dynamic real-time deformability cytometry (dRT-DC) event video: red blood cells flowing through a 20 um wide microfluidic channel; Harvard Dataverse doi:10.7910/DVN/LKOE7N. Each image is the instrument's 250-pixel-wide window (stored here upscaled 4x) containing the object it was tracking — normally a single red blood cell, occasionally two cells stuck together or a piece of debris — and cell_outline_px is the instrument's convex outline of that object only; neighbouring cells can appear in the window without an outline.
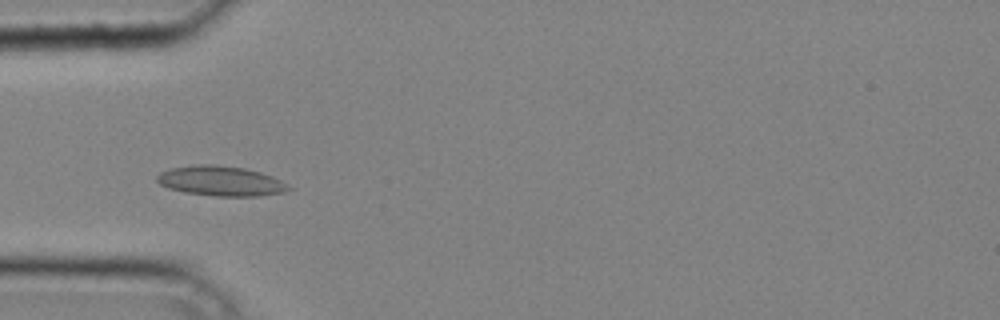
{"species": "common noctule bat (a hibernating species)", "species_latin": "Nyctalus noctula", "temperature_condition": "cold", "stored_images_in_passage": 30, "camera_frame_rate_fps": 3000, "um_per_image_px": 0.085, "animal": {"sex": "male", "body_mass_g": 20.4}, "frame": {"image": 1, "passage_image": 2, "time_ms": 0.333, "image_size_px": [1000, 320], "cell_outline_px": [[292, 188], [284, 192], [260, 196], [216, 196], [184, 192], [168, 188], [160, 184], [156, 180], [156, 176], [160, 172], [168, 168], [196, 164], [216, 164], [244, 168], [260, 172], [272, 176], [280, 180]], "centroid_in_image_um": [18.73, 15.37], "position_along_channel_um": 66.3, "area_um2": 23.06}}
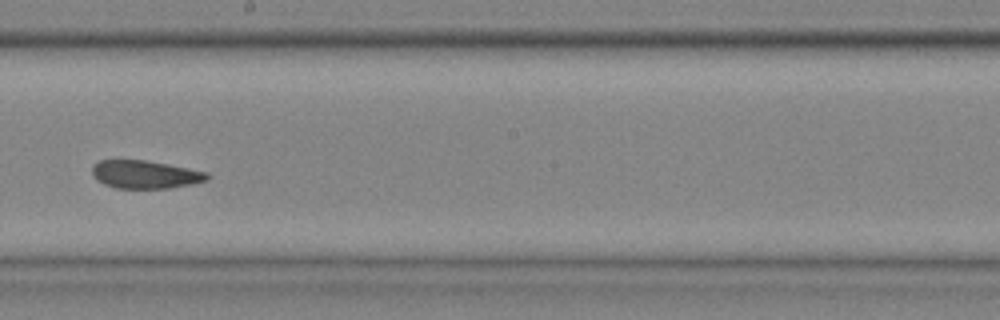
{"frame": {"image": 2, "passage_image": 13, "time_ms": 4.0, "image_size_px": [1000, 320], "cell_outline_px": [[208, 180], [192, 184], [172, 188], [116, 188], [104, 184], [96, 180], [92, 176], [92, 164], [100, 160], [144, 160], [168, 164], [208, 172]], "centroid_in_image_um": [12.31, 14.83], "position_along_channel_um": 235.9, "area_um2": 18.9}}
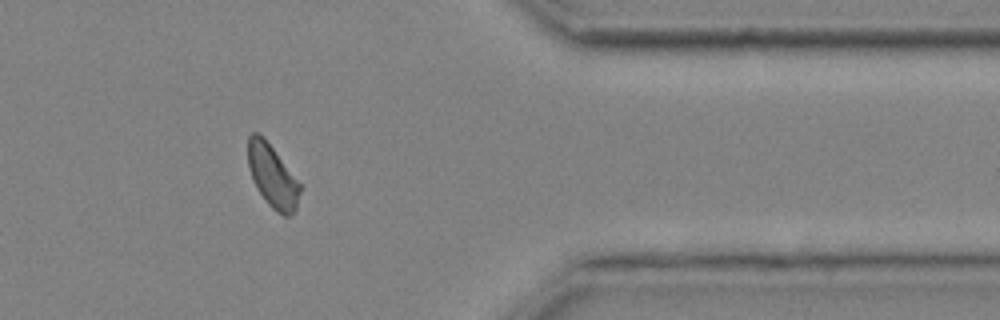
{"frame": {"image": 3, "passage_image": 24, "time_ms": 7.667, "image_size_px": [1000, 320], "cell_outline_px": [[300, 192], [296, 212], [288, 216], [284, 216], [276, 212], [268, 204], [252, 180], [248, 164], [248, 136], [252, 132], [256, 132], [264, 136], [300, 184]], "centroid_in_image_um": [23.15, 14.97], "position_along_channel_um": 388.2, "area_um2": 18.96}}